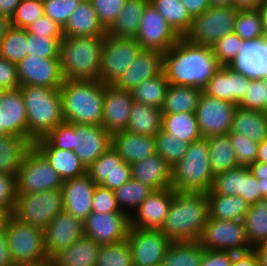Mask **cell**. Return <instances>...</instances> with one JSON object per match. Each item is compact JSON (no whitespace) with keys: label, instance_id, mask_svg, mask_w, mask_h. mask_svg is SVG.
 I'll return each instance as SVG.
<instances>
[{"label":"cell","instance_id":"40","mask_svg":"<svg viewBox=\"0 0 267 266\" xmlns=\"http://www.w3.org/2000/svg\"><path fill=\"white\" fill-rule=\"evenodd\" d=\"M162 130L189 144L202 138L195 113L163 114Z\"/></svg>","mask_w":267,"mask_h":266},{"label":"cell","instance_id":"26","mask_svg":"<svg viewBox=\"0 0 267 266\" xmlns=\"http://www.w3.org/2000/svg\"><path fill=\"white\" fill-rule=\"evenodd\" d=\"M0 133L27 140V115L20 88L3 92L0 102Z\"/></svg>","mask_w":267,"mask_h":266},{"label":"cell","instance_id":"16","mask_svg":"<svg viewBox=\"0 0 267 266\" xmlns=\"http://www.w3.org/2000/svg\"><path fill=\"white\" fill-rule=\"evenodd\" d=\"M84 236L99 245L116 244L127 239L130 216L125 212H91L83 221Z\"/></svg>","mask_w":267,"mask_h":266},{"label":"cell","instance_id":"18","mask_svg":"<svg viewBox=\"0 0 267 266\" xmlns=\"http://www.w3.org/2000/svg\"><path fill=\"white\" fill-rule=\"evenodd\" d=\"M84 236L83 221L63 211L44 229V247L48 259Z\"/></svg>","mask_w":267,"mask_h":266},{"label":"cell","instance_id":"13","mask_svg":"<svg viewBox=\"0 0 267 266\" xmlns=\"http://www.w3.org/2000/svg\"><path fill=\"white\" fill-rule=\"evenodd\" d=\"M127 242L132 252L133 266H162L172 241L160 230L130 227Z\"/></svg>","mask_w":267,"mask_h":266},{"label":"cell","instance_id":"52","mask_svg":"<svg viewBox=\"0 0 267 266\" xmlns=\"http://www.w3.org/2000/svg\"><path fill=\"white\" fill-rule=\"evenodd\" d=\"M44 15L42 0H22L11 17V26L27 29L32 23Z\"/></svg>","mask_w":267,"mask_h":266},{"label":"cell","instance_id":"69","mask_svg":"<svg viewBox=\"0 0 267 266\" xmlns=\"http://www.w3.org/2000/svg\"><path fill=\"white\" fill-rule=\"evenodd\" d=\"M22 0H0V15L11 19Z\"/></svg>","mask_w":267,"mask_h":266},{"label":"cell","instance_id":"9","mask_svg":"<svg viewBox=\"0 0 267 266\" xmlns=\"http://www.w3.org/2000/svg\"><path fill=\"white\" fill-rule=\"evenodd\" d=\"M62 190L17 194L12 217L24 224L44 230L51 220L63 212Z\"/></svg>","mask_w":267,"mask_h":266},{"label":"cell","instance_id":"76","mask_svg":"<svg viewBox=\"0 0 267 266\" xmlns=\"http://www.w3.org/2000/svg\"><path fill=\"white\" fill-rule=\"evenodd\" d=\"M211 6H234V0H209Z\"/></svg>","mask_w":267,"mask_h":266},{"label":"cell","instance_id":"63","mask_svg":"<svg viewBox=\"0 0 267 266\" xmlns=\"http://www.w3.org/2000/svg\"><path fill=\"white\" fill-rule=\"evenodd\" d=\"M239 196L249 205H253L260 200L259 180L251 173L249 167L246 166H244L243 194H240Z\"/></svg>","mask_w":267,"mask_h":266},{"label":"cell","instance_id":"29","mask_svg":"<svg viewBox=\"0 0 267 266\" xmlns=\"http://www.w3.org/2000/svg\"><path fill=\"white\" fill-rule=\"evenodd\" d=\"M230 66L248 78L267 77V38L244 41L238 57Z\"/></svg>","mask_w":267,"mask_h":266},{"label":"cell","instance_id":"25","mask_svg":"<svg viewBox=\"0 0 267 266\" xmlns=\"http://www.w3.org/2000/svg\"><path fill=\"white\" fill-rule=\"evenodd\" d=\"M163 71V53L156 50H141L134 62L113 84L116 88L132 92L133 89Z\"/></svg>","mask_w":267,"mask_h":266},{"label":"cell","instance_id":"27","mask_svg":"<svg viewBox=\"0 0 267 266\" xmlns=\"http://www.w3.org/2000/svg\"><path fill=\"white\" fill-rule=\"evenodd\" d=\"M111 146L130 165L156 153L153 136L135 134L127 130L113 133Z\"/></svg>","mask_w":267,"mask_h":266},{"label":"cell","instance_id":"7","mask_svg":"<svg viewBox=\"0 0 267 266\" xmlns=\"http://www.w3.org/2000/svg\"><path fill=\"white\" fill-rule=\"evenodd\" d=\"M4 229L10 260L14 266L49 260L44 247V230L19 222L13 217Z\"/></svg>","mask_w":267,"mask_h":266},{"label":"cell","instance_id":"66","mask_svg":"<svg viewBox=\"0 0 267 266\" xmlns=\"http://www.w3.org/2000/svg\"><path fill=\"white\" fill-rule=\"evenodd\" d=\"M231 266H259L255 252L251 249L244 252H233Z\"/></svg>","mask_w":267,"mask_h":266},{"label":"cell","instance_id":"46","mask_svg":"<svg viewBox=\"0 0 267 266\" xmlns=\"http://www.w3.org/2000/svg\"><path fill=\"white\" fill-rule=\"evenodd\" d=\"M234 33L243 41L263 39L264 31L259 10L257 8L238 9Z\"/></svg>","mask_w":267,"mask_h":266},{"label":"cell","instance_id":"32","mask_svg":"<svg viewBox=\"0 0 267 266\" xmlns=\"http://www.w3.org/2000/svg\"><path fill=\"white\" fill-rule=\"evenodd\" d=\"M258 143L267 138V112L236 107L231 130Z\"/></svg>","mask_w":267,"mask_h":266},{"label":"cell","instance_id":"30","mask_svg":"<svg viewBox=\"0 0 267 266\" xmlns=\"http://www.w3.org/2000/svg\"><path fill=\"white\" fill-rule=\"evenodd\" d=\"M33 145L45 156L63 181L87 173V168L75 154V151L55 148L44 137L36 140Z\"/></svg>","mask_w":267,"mask_h":266},{"label":"cell","instance_id":"53","mask_svg":"<svg viewBox=\"0 0 267 266\" xmlns=\"http://www.w3.org/2000/svg\"><path fill=\"white\" fill-rule=\"evenodd\" d=\"M239 107L267 112V77L252 79Z\"/></svg>","mask_w":267,"mask_h":266},{"label":"cell","instance_id":"70","mask_svg":"<svg viewBox=\"0 0 267 266\" xmlns=\"http://www.w3.org/2000/svg\"><path fill=\"white\" fill-rule=\"evenodd\" d=\"M255 252L259 266H267V242L260 243L252 248Z\"/></svg>","mask_w":267,"mask_h":266},{"label":"cell","instance_id":"23","mask_svg":"<svg viewBox=\"0 0 267 266\" xmlns=\"http://www.w3.org/2000/svg\"><path fill=\"white\" fill-rule=\"evenodd\" d=\"M251 78L237 72L230 65L220 66L208 81L203 92L238 106L246 94Z\"/></svg>","mask_w":267,"mask_h":266},{"label":"cell","instance_id":"12","mask_svg":"<svg viewBox=\"0 0 267 266\" xmlns=\"http://www.w3.org/2000/svg\"><path fill=\"white\" fill-rule=\"evenodd\" d=\"M198 242L205 250L244 252L248 244L244 221L208 218Z\"/></svg>","mask_w":267,"mask_h":266},{"label":"cell","instance_id":"45","mask_svg":"<svg viewBox=\"0 0 267 266\" xmlns=\"http://www.w3.org/2000/svg\"><path fill=\"white\" fill-rule=\"evenodd\" d=\"M152 191L147 184L131 178L114 193L120 210L131 216Z\"/></svg>","mask_w":267,"mask_h":266},{"label":"cell","instance_id":"71","mask_svg":"<svg viewBox=\"0 0 267 266\" xmlns=\"http://www.w3.org/2000/svg\"><path fill=\"white\" fill-rule=\"evenodd\" d=\"M263 0H234V6L238 9L258 8Z\"/></svg>","mask_w":267,"mask_h":266},{"label":"cell","instance_id":"4","mask_svg":"<svg viewBox=\"0 0 267 266\" xmlns=\"http://www.w3.org/2000/svg\"><path fill=\"white\" fill-rule=\"evenodd\" d=\"M104 38L105 36H63L59 57L64 80H99Z\"/></svg>","mask_w":267,"mask_h":266},{"label":"cell","instance_id":"33","mask_svg":"<svg viewBox=\"0 0 267 266\" xmlns=\"http://www.w3.org/2000/svg\"><path fill=\"white\" fill-rule=\"evenodd\" d=\"M100 245L83 236L51 260L56 266H96Z\"/></svg>","mask_w":267,"mask_h":266},{"label":"cell","instance_id":"43","mask_svg":"<svg viewBox=\"0 0 267 266\" xmlns=\"http://www.w3.org/2000/svg\"><path fill=\"white\" fill-rule=\"evenodd\" d=\"M204 250L198 241L172 242L162 266H200Z\"/></svg>","mask_w":267,"mask_h":266},{"label":"cell","instance_id":"20","mask_svg":"<svg viewBox=\"0 0 267 266\" xmlns=\"http://www.w3.org/2000/svg\"><path fill=\"white\" fill-rule=\"evenodd\" d=\"M110 147L111 134L102 125L75 124L72 151H75L86 168Z\"/></svg>","mask_w":267,"mask_h":266},{"label":"cell","instance_id":"10","mask_svg":"<svg viewBox=\"0 0 267 266\" xmlns=\"http://www.w3.org/2000/svg\"><path fill=\"white\" fill-rule=\"evenodd\" d=\"M237 12L235 6H210L193 18L184 38L194 44L212 47L219 39L234 32Z\"/></svg>","mask_w":267,"mask_h":266},{"label":"cell","instance_id":"19","mask_svg":"<svg viewBox=\"0 0 267 266\" xmlns=\"http://www.w3.org/2000/svg\"><path fill=\"white\" fill-rule=\"evenodd\" d=\"M88 176L96 185L115 191L131 178V165L112 148H108L87 168Z\"/></svg>","mask_w":267,"mask_h":266},{"label":"cell","instance_id":"77","mask_svg":"<svg viewBox=\"0 0 267 266\" xmlns=\"http://www.w3.org/2000/svg\"><path fill=\"white\" fill-rule=\"evenodd\" d=\"M21 266H56L52 260H47L39 264L21 265Z\"/></svg>","mask_w":267,"mask_h":266},{"label":"cell","instance_id":"58","mask_svg":"<svg viewBox=\"0 0 267 266\" xmlns=\"http://www.w3.org/2000/svg\"><path fill=\"white\" fill-rule=\"evenodd\" d=\"M91 209L99 213L123 212L117 204L114 191L101 185H96L94 189Z\"/></svg>","mask_w":267,"mask_h":266},{"label":"cell","instance_id":"75","mask_svg":"<svg viewBox=\"0 0 267 266\" xmlns=\"http://www.w3.org/2000/svg\"><path fill=\"white\" fill-rule=\"evenodd\" d=\"M12 217V210L9 207L0 205V227H5Z\"/></svg>","mask_w":267,"mask_h":266},{"label":"cell","instance_id":"24","mask_svg":"<svg viewBox=\"0 0 267 266\" xmlns=\"http://www.w3.org/2000/svg\"><path fill=\"white\" fill-rule=\"evenodd\" d=\"M96 187L94 181L84 174L65 180L61 190L64 211L84 221L92 212V198Z\"/></svg>","mask_w":267,"mask_h":266},{"label":"cell","instance_id":"65","mask_svg":"<svg viewBox=\"0 0 267 266\" xmlns=\"http://www.w3.org/2000/svg\"><path fill=\"white\" fill-rule=\"evenodd\" d=\"M249 169L259 180L260 199L267 198V163L255 162L249 166Z\"/></svg>","mask_w":267,"mask_h":266},{"label":"cell","instance_id":"64","mask_svg":"<svg viewBox=\"0 0 267 266\" xmlns=\"http://www.w3.org/2000/svg\"><path fill=\"white\" fill-rule=\"evenodd\" d=\"M233 252L204 250L200 266H231Z\"/></svg>","mask_w":267,"mask_h":266},{"label":"cell","instance_id":"61","mask_svg":"<svg viewBox=\"0 0 267 266\" xmlns=\"http://www.w3.org/2000/svg\"><path fill=\"white\" fill-rule=\"evenodd\" d=\"M26 31L34 35H43L45 37H63L62 28L46 15L41 16L32 23Z\"/></svg>","mask_w":267,"mask_h":266},{"label":"cell","instance_id":"57","mask_svg":"<svg viewBox=\"0 0 267 266\" xmlns=\"http://www.w3.org/2000/svg\"><path fill=\"white\" fill-rule=\"evenodd\" d=\"M126 0H90L100 23L107 30L116 20Z\"/></svg>","mask_w":267,"mask_h":266},{"label":"cell","instance_id":"67","mask_svg":"<svg viewBox=\"0 0 267 266\" xmlns=\"http://www.w3.org/2000/svg\"><path fill=\"white\" fill-rule=\"evenodd\" d=\"M192 18L199 16L211 5L209 0H181Z\"/></svg>","mask_w":267,"mask_h":266},{"label":"cell","instance_id":"60","mask_svg":"<svg viewBox=\"0 0 267 266\" xmlns=\"http://www.w3.org/2000/svg\"><path fill=\"white\" fill-rule=\"evenodd\" d=\"M19 87L17 64L0 57V88L12 90Z\"/></svg>","mask_w":267,"mask_h":266},{"label":"cell","instance_id":"48","mask_svg":"<svg viewBox=\"0 0 267 266\" xmlns=\"http://www.w3.org/2000/svg\"><path fill=\"white\" fill-rule=\"evenodd\" d=\"M244 166H238L214 175L211 189L206 194L239 196L243 194Z\"/></svg>","mask_w":267,"mask_h":266},{"label":"cell","instance_id":"37","mask_svg":"<svg viewBox=\"0 0 267 266\" xmlns=\"http://www.w3.org/2000/svg\"><path fill=\"white\" fill-rule=\"evenodd\" d=\"M203 90L191 86L169 85L161 111L170 113H195Z\"/></svg>","mask_w":267,"mask_h":266},{"label":"cell","instance_id":"11","mask_svg":"<svg viewBox=\"0 0 267 266\" xmlns=\"http://www.w3.org/2000/svg\"><path fill=\"white\" fill-rule=\"evenodd\" d=\"M141 50L135 38H117L106 34L102 46L99 81L103 84H114Z\"/></svg>","mask_w":267,"mask_h":266},{"label":"cell","instance_id":"17","mask_svg":"<svg viewBox=\"0 0 267 266\" xmlns=\"http://www.w3.org/2000/svg\"><path fill=\"white\" fill-rule=\"evenodd\" d=\"M20 86H40L59 89L64 78L60 59L27 55L17 64Z\"/></svg>","mask_w":267,"mask_h":266},{"label":"cell","instance_id":"28","mask_svg":"<svg viewBox=\"0 0 267 266\" xmlns=\"http://www.w3.org/2000/svg\"><path fill=\"white\" fill-rule=\"evenodd\" d=\"M131 175L153 190L172 186V167L158 153L131 164Z\"/></svg>","mask_w":267,"mask_h":266},{"label":"cell","instance_id":"15","mask_svg":"<svg viewBox=\"0 0 267 266\" xmlns=\"http://www.w3.org/2000/svg\"><path fill=\"white\" fill-rule=\"evenodd\" d=\"M180 38L161 14L148 4L135 37L142 50H156L164 53Z\"/></svg>","mask_w":267,"mask_h":266},{"label":"cell","instance_id":"35","mask_svg":"<svg viewBox=\"0 0 267 266\" xmlns=\"http://www.w3.org/2000/svg\"><path fill=\"white\" fill-rule=\"evenodd\" d=\"M160 108L133 101L126 130L144 136H153L162 129Z\"/></svg>","mask_w":267,"mask_h":266},{"label":"cell","instance_id":"38","mask_svg":"<svg viewBox=\"0 0 267 266\" xmlns=\"http://www.w3.org/2000/svg\"><path fill=\"white\" fill-rule=\"evenodd\" d=\"M209 218L219 220L244 221L249 204L240 196L207 194Z\"/></svg>","mask_w":267,"mask_h":266},{"label":"cell","instance_id":"39","mask_svg":"<svg viewBox=\"0 0 267 266\" xmlns=\"http://www.w3.org/2000/svg\"><path fill=\"white\" fill-rule=\"evenodd\" d=\"M206 139L211 169L214 175L239 166L228 134L213 135Z\"/></svg>","mask_w":267,"mask_h":266},{"label":"cell","instance_id":"42","mask_svg":"<svg viewBox=\"0 0 267 266\" xmlns=\"http://www.w3.org/2000/svg\"><path fill=\"white\" fill-rule=\"evenodd\" d=\"M248 244L251 248L267 242V198L250 205L244 218Z\"/></svg>","mask_w":267,"mask_h":266},{"label":"cell","instance_id":"22","mask_svg":"<svg viewBox=\"0 0 267 266\" xmlns=\"http://www.w3.org/2000/svg\"><path fill=\"white\" fill-rule=\"evenodd\" d=\"M133 97L130 91L104 84L102 127L111 135L126 130L131 114Z\"/></svg>","mask_w":267,"mask_h":266},{"label":"cell","instance_id":"6","mask_svg":"<svg viewBox=\"0 0 267 266\" xmlns=\"http://www.w3.org/2000/svg\"><path fill=\"white\" fill-rule=\"evenodd\" d=\"M214 174L206 138L191 142L184 157L172 168V188L176 192H208Z\"/></svg>","mask_w":267,"mask_h":266},{"label":"cell","instance_id":"21","mask_svg":"<svg viewBox=\"0 0 267 266\" xmlns=\"http://www.w3.org/2000/svg\"><path fill=\"white\" fill-rule=\"evenodd\" d=\"M174 197L172 187L153 190L130 216V227L160 230Z\"/></svg>","mask_w":267,"mask_h":266},{"label":"cell","instance_id":"68","mask_svg":"<svg viewBox=\"0 0 267 266\" xmlns=\"http://www.w3.org/2000/svg\"><path fill=\"white\" fill-rule=\"evenodd\" d=\"M0 266H14L10 260L4 227H0Z\"/></svg>","mask_w":267,"mask_h":266},{"label":"cell","instance_id":"73","mask_svg":"<svg viewBox=\"0 0 267 266\" xmlns=\"http://www.w3.org/2000/svg\"><path fill=\"white\" fill-rule=\"evenodd\" d=\"M11 27L10 18L4 15H0V43Z\"/></svg>","mask_w":267,"mask_h":266},{"label":"cell","instance_id":"50","mask_svg":"<svg viewBox=\"0 0 267 266\" xmlns=\"http://www.w3.org/2000/svg\"><path fill=\"white\" fill-rule=\"evenodd\" d=\"M96 266H133L132 252L127 240L100 245Z\"/></svg>","mask_w":267,"mask_h":266},{"label":"cell","instance_id":"78","mask_svg":"<svg viewBox=\"0 0 267 266\" xmlns=\"http://www.w3.org/2000/svg\"><path fill=\"white\" fill-rule=\"evenodd\" d=\"M3 92H4V89H0V102L2 100ZM0 135H2V134L0 133Z\"/></svg>","mask_w":267,"mask_h":266},{"label":"cell","instance_id":"8","mask_svg":"<svg viewBox=\"0 0 267 266\" xmlns=\"http://www.w3.org/2000/svg\"><path fill=\"white\" fill-rule=\"evenodd\" d=\"M15 183L16 194H29L61 189L64 181L45 156L32 145L24 155Z\"/></svg>","mask_w":267,"mask_h":266},{"label":"cell","instance_id":"14","mask_svg":"<svg viewBox=\"0 0 267 266\" xmlns=\"http://www.w3.org/2000/svg\"><path fill=\"white\" fill-rule=\"evenodd\" d=\"M237 105L202 92L196 108V120L202 138L228 134Z\"/></svg>","mask_w":267,"mask_h":266},{"label":"cell","instance_id":"54","mask_svg":"<svg viewBox=\"0 0 267 266\" xmlns=\"http://www.w3.org/2000/svg\"><path fill=\"white\" fill-rule=\"evenodd\" d=\"M243 40L234 32L219 39L213 46V54L221 66H229L238 57Z\"/></svg>","mask_w":267,"mask_h":266},{"label":"cell","instance_id":"62","mask_svg":"<svg viewBox=\"0 0 267 266\" xmlns=\"http://www.w3.org/2000/svg\"><path fill=\"white\" fill-rule=\"evenodd\" d=\"M16 195L15 176L0 173V205L13 211Z\"/></svg>","mask_w":267,"mask_h":266},{"label":"cell","instance_id":"1","mask_svg":"<svg viewBox=\"0 0 267 266\" xmlns=\"http://www.w3.org/2000/svg\"><path fill=\"white\" fill-rule=\"evenodd\" d=\"M220 66L212 47L194 44L184 37L163 53V72L170 85L203 90Z\"/></svg>","mask_w":267,"mask_h":266},{"label":"cell","instance_id":"72","mask_svg":"<svg viewBox=\"0 0 267 266\" xmlns=\"http://www.w3.org/2000/svg\"><path fill=\"white\" fill-rule=\"evenodd\" d=\"M261 14L264 38H267V0H263L257 8Z\"/></svg>","mask_w":267,"mask_h":266},{"label":"cell","instance_id":"41","mask_svg":"<svg viewBox=\"0 0 267 266\" xmlns=\"http://www.w3.org/2000/svg\"><path fill=\"white\" fill-rule=\"evenodd\" d=\"M174 31L184 37L189 31L193 18L190 16L181 0H149Z\"/></svg>","mask_w":267,"mask_h":266},{"label":"cell","instance_id":"47","mask_svg":"<svg viewBox=\"0 0 267 266\" xmlns=\"http://www.w3.org/2000/svg\"><path fill=\"white\" fill-rule=\"evenodd\" d=\"M28 55L26 29L11 27L0 43V57L18 64Z\"/></svg>","mask_w":267,"mask_h":266},{"label":"cell","instance_id":"31","mask_svg":"<svg viewBox=\"0 0 267 266\" xmlns=\"http://www.w3.org/2000/svg\"><path fill=\"white\" fill-rule=\"evenodd\" d=\"M64 37L106 36L107 30L100 23L90 0H82L62 29Z\"/></svg>","mask_w":267,"mask_h":266},{"label":"cell","instance_id":"56","mask_svg":"<svg viewBox=\"0 0 267 266\" xmlns=\"http://www.w3.org/2000/svg\"><path fill=\"white\" fill-rule=\"evenodd\" d=\"M81 2L82 0H44V15L55 21L63 29L70 15Z\"/></svg>","mask_w":267,"mask_h":266},{"label":"cell","instance_id":"55","mask_svg":"<svg viewBox=\"0 0 267 266\" xmlns=\"http://www.w3.org/2000/svg\"><path fill=\"white\" fill-rule=\"evenodd\" d=\"M239 166L249 167L256 162L259 143L243 134L228 133Z\"/></svg>","mask_w":267,"mask_h":266},{"label":"cell","instance_id":"51","mask_svg":"<svg viewBox=\"0 0 267 266\" xmlns=\"http://www.w3.org/2000/svg\"><path fill=\"white\" fill-rule=\"evenodd\" d=\"M63 37H45L27 32L28 55L60 59V42Z\"/></svg>","mask_w":267,"mask_h":266},{"label":"cell","instance_id":"36","mask_svg":"<svg viewBox=\"0 0 267 266\" xmlns=\"http://www.w3.org/2000/svg\"><path fill=\"white\" fill-rule=\"evenodd\" d=\"M32 147L25 138L0 135V173L16 177L24 155Z\"/></svg>","mask_w":267,"mask_h":266},{"label":"cell","instance_id":"59","mask_svg":"<svg viewBox=\"0 0 267 266\" xmlns=\"http://www.w3.org/2000/svg\"><path fill=\"white\" fill-rule=\"evenodd\" d=\"M75 124L63 121L54 127L44 138L55 148L72 151V135Z\"/></svg>","mask_w":267,"mask_h":266},{"label":"cell","instance_id":"5","mask_svg":"<svg viewBox=\"0 0 267 266\" xmlns=\"http://www.w3.org/2000/svg\"><path fill=\"white\" fill-rule=\"evenodd\" d=\"M27 115V140L33 145L64 121L59 89L20 86Z\"/></svg>","mask_w":267,"mask_h":266},{"label":"cell","instance_id":"74","mask_svg":"<svg viewBox=\"0 0 267 266\" xmlns=\"http://www.w3.org/2000/svg\"><path fill=\"white\" fill-rule=\"evenodd\" d=\"M256 162L267 163V138L259 143Z\"/></svg>","mask_w":267,"mask_h":266},{"label":"cell","instance_id":"34","mask_svg":"<svg viewBox=\"0 0 267 266\" xmlns=\"http://www.w3.org/2000/svg\"><path fill=\"white\" fill-rule=\"evenodd\" d=\"M148 4L149 0H126L122 11L107 29V34L117 38H135Z\"/></svg>","mask_w":267,"mask_h":266},{"label":"cell","instance_id":"2","mask_svg":"<svg viewBox=\"0 0 267 266\" xmlns=\"http://www.w3.org/2000/svg\"><path fill=\"white\" fill-rule=\"evenodd\" d=\"M209 218L206 192H176L160 231L172 242L198 241Z\"/></svg>","mask_w":267,"mask_h":266},{"label":"cell","instance_id":"44","mask_svg":"<svg viewBox=\"0 0 267 266\" xmlns=\"http://www.w3.org/2000/svg\"><path fill=\"white\" fill-rule=\"evenodd\" d=\"M169 81L162 71L157 76L147 79L136 86L132 93L133 100L145 105L162 108L166 93L169 87Z\"/></svg>","mask_w":267,"mask_h":266},{"label":"cell","instance_id":"3","mask_svg":"<svg viewBox=\"0 0 267 266\" xmlns=\"http://www.w3.org/2000/svg\"><path fill=\"white\" fill-rule=\"evenodd\" d=\"M64 121L101 125L104 84L99 80H64L59 88Z\"/></svg>","mask_w":267,"mask_h":266},{"label":"cell","instance_id":"49","mask_svg":"<svg viewBox=\"0 0 267 266\" xmlns=\"http://www.w3.org/2000/svg\"><path fill=\"white\" fill-rule=\"evenodd\" d=\"M156 153H158L172 168L187 152L189 143L174 138L162 129L155 135Z\"/></svg>","mask_w":267,"mask_h":266}]
</instances>
